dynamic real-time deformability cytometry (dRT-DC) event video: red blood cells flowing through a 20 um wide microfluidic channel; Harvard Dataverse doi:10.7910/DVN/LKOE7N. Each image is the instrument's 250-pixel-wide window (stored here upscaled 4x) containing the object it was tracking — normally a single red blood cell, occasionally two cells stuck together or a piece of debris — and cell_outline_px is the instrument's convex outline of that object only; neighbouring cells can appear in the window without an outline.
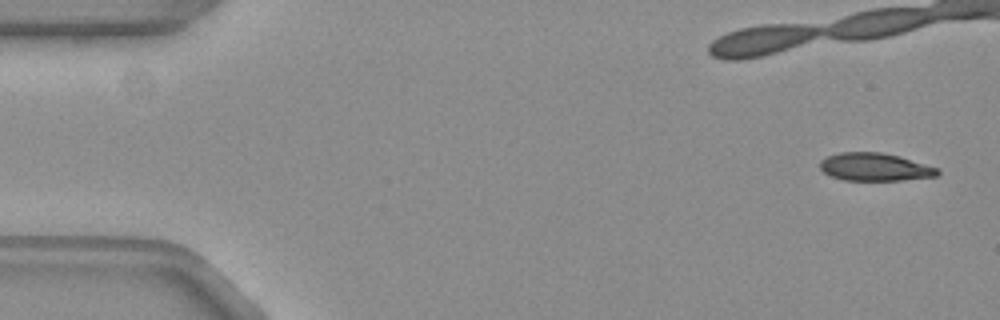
{"species": "common noctule bat (a hibernating species)", "species_latin": "Nyctalus noctula", "temperature_condition": "warm", "stored_images_in_passage": 22, "camera_frame_rate_fps": 3000, "um_per_image_px": 0.085, "animal": {"sex": "female", "body_mass_g": 19.3, "forearm_length_mm": 54.1}, "frame": {"image": 1, "passage_image": 1, "time_ms": 0.0, "image_size_px": [1000, 320], "cell_outline_px": [[940, 172], [936, 176], [900, 180], [844, 180], [832, 176], [824, 172], [820, 168], [820, 160], [828, 156], [840, 152], [880, 152], [900, 156], [936, 168]], "centroid_in_image_um": [74.33, 14.19], "position_along_channel_um": 10.7, "area_um2": 18.84}}